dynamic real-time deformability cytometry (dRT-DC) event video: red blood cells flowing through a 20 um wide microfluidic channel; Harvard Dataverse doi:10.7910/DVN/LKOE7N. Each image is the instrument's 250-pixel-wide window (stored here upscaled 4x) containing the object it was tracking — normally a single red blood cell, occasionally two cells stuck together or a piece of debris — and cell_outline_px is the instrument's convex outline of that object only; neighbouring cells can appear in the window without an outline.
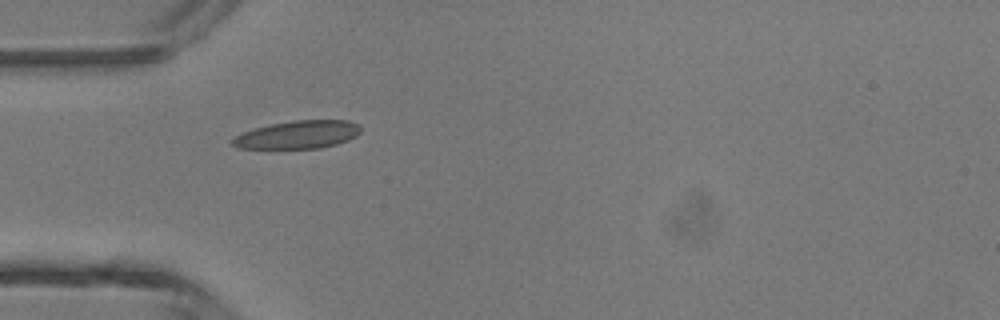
{"species": "common noctule bat (a hibernating species)", "species_latin": "Nyctalus noctula", "temperature_condition": "room temperature", "stored_images_in_passage": 3, "camera_frame_rate_fps": 3000, "um_per_image_px": 0.085, "animal": {"sex": "male", "body_mass_g": 13.3}, "frame": {"image": 1, "passage_image": 1, "time_ms": 0.0, "image_size_px": [1000, 320], "cell_outline_px": [[360, 132], [356, 136], [348, 140], [336, 144], [320, 148], [236, 148], [232, 144], [232, 140], [236, 136], [252, 128], [268, 124], [292, 120], [348, 120], [360, 124]], "centroid_in_image_um": [25.33, 11.43], "position_along_channel_um": 59.7, "area_um2": 20.98}}
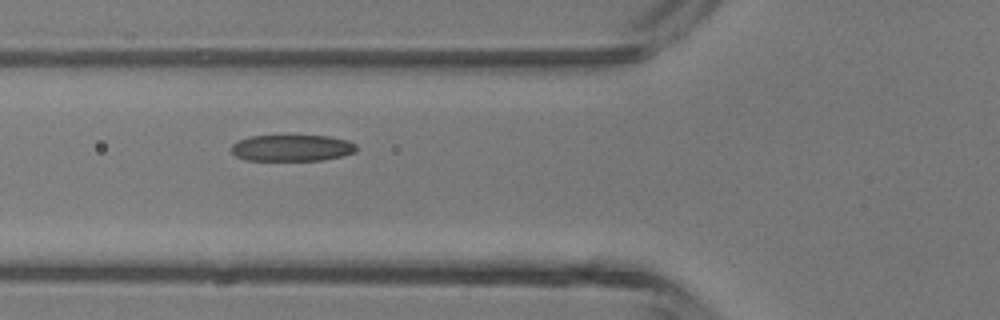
{"frame": {"image": 2, "passage_image": 2, "time_ms": 0.333, "image_size_px": [1000, 320], "cell_outline_px": [[356, 152], [324, 160], [244, 160], [236, 156], [232, 152], [232, 144], [240, 140], [252, 136], [328, 136], [348, 140], [356, 144]], "centroid_in_image_um": [24.83, 12.58], "position_along_channel_um": 101.0, "area_um2": 19.13}}
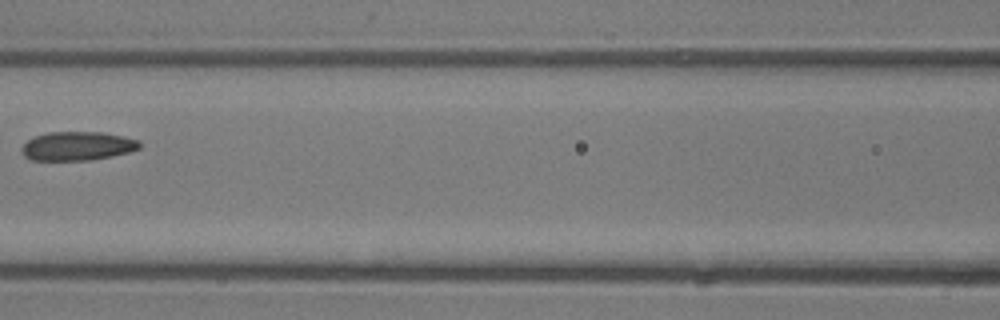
{"frame": {"image": 3, "passage_image": 3, "time_ms": 0.667, "image_size_px": [1000, 320], "cell_outline_px": [[140, 148], [128, 152], [112, 156], [92, 160], [32, 160], [24, 156], [20, 152], [20, 148], [28, 140], [36, 136], [48, 132], [104, 132], [140, 140]], "centroid_in_image_um": [6.57, 12.41], "position_along_channel_um": 160.0, "area_um2": 19.88}}